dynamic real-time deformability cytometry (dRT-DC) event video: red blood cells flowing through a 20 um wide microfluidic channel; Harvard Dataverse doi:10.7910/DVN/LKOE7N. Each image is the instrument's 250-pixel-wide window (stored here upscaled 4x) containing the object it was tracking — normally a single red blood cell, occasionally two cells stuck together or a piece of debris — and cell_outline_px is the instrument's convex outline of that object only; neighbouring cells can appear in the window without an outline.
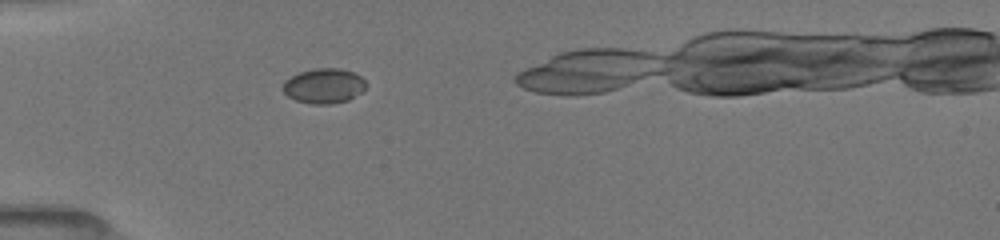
{"species": "common noctule bat (a hibernating species)", "species_latin": "Nyctalus noctula", "temperature_condition": "room temperature", "stored_images_in_passage": 1, "camera_frame_rate_fps": 3000, "um_per_image_px": 0.085, "animal": {"sex": "female", "body_mass_g": 19.5, "forearm_length_mm": 54.1}, "frame": {"image": 1, "passage_image": 1, "time_ms": 0.0, "image_size_px": [1000, 240], "cell_outline_px": [[364, 92], [348, 100], [332, 104], [312, 104], [296, 100], [288, 96], [280, 88], [284, 80], [300, 72], [316, 68], [340, 68], [352, 72], [360, 76], [364, 80]], "centroid_in_image_um": [27.51, 7.31], "position_along_channel_um": 57.5, "area_um2": 16.99}}